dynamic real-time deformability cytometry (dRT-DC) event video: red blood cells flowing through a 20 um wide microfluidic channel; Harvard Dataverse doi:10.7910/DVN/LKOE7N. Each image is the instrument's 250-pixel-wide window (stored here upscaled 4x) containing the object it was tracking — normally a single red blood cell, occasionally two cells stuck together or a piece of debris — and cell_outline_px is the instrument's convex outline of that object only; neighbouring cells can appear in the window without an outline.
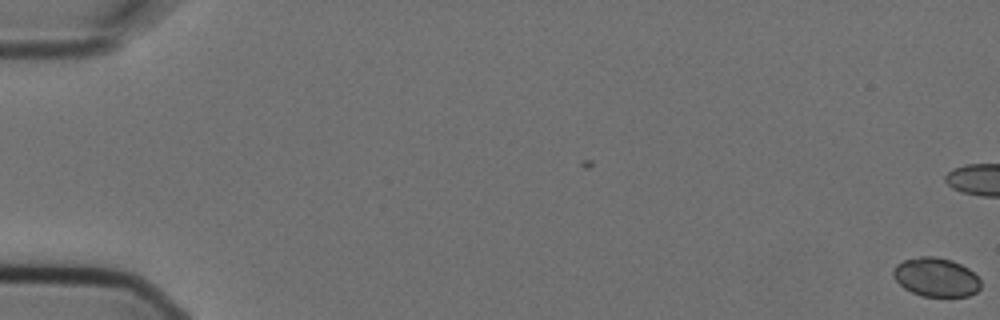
{"species": "Egyptian fruit bat (a non-hibernating species)", "species_latin": "Rousettus aegyptiacus", "temperature_condition": "cold", "stored_images_in_passage": 10, "camera_frame_rate_fps": 3000, "um_per_image_px": 0.085, "animal": {"sex": "female"}, "frame": {"image": 1, "passage_image": 1, "time_ms": 0.0, "image_size_px": [1000, 320], "cell_outline_px": [[980, 288], [976, 292], [968, 296], [924, 296], [912, 292], [904, 288], [892, 276], [892, 272], [896, 264], [904, 260], [920, 256], [936, 256], [952, 260], [968, 268], [980, 280]], "centroid_in_image_um": [79.54, 23.55], "position_along_channel_um": 5.5, "area_um2": 19.77}}
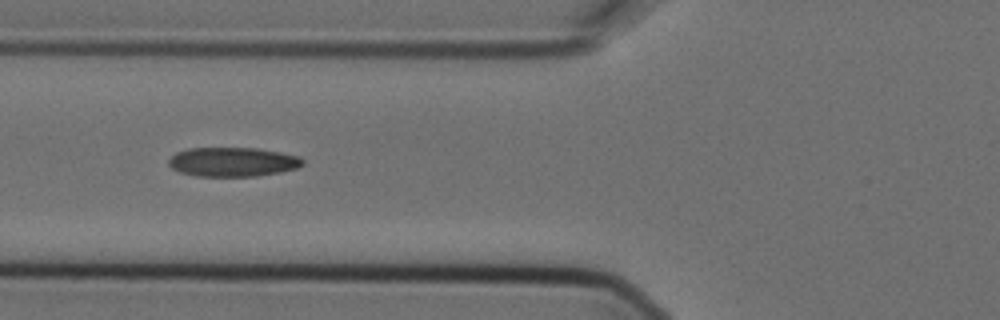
{"frame": {"image": 2, "passage_image": 7, "time_ms": 2.0, "image_size_px": [1000, 320], "cell_outline_px": [[304, 164], [296, 168], [280, 172], [256, 176], [196, 176], [180, 172], [172, 168], [168, 164], [168, 160], [176, 152], [188, 148], [256, 148], [280, 152], [300, 156], [304, 160]], "centroid_in_image_um": [19.78, 13.76], "position_along_channel_um": 106.0, "area_um2": 22.89}}
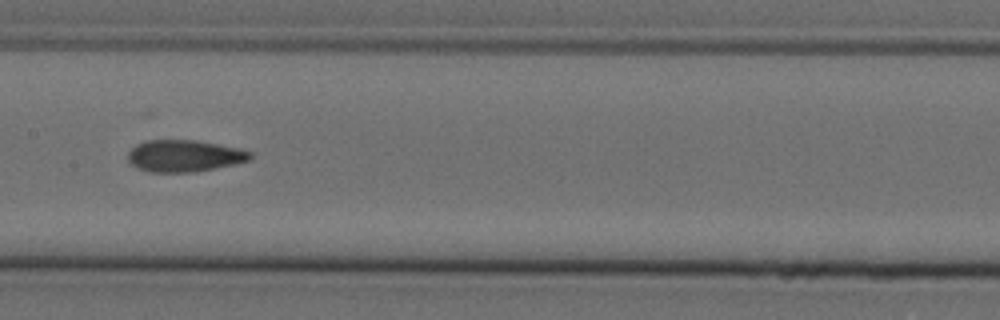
{"frame": {"image": 3, "passage_image": 9, "time_ms": 2.667, "image_size_px": [1000, 320], "cell_outline_px": [[252, 156], [248, 160], [232, 164], [196, 172], [148, 172], [136, 168], [128, 164], [128, 152], [136, 144], [144, 140], [196, 140], [240, 148], [252, 152]], "centroid_in_image_um": [15.61, 13.25], "position_along_channel_um": 191.8, "area_um2": 22.83}}